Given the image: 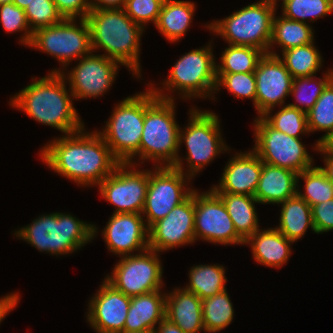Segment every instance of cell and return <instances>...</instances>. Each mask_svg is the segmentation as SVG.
I'll return each mask as SVG.
<instances>
[{
	"mask_svg": "<svg viewBox=\"0 0 333 333\" xmlns=\"http://www.w3.org/2000/svg\"><path fill=\"white\" fill-rule=\"evenodd\" d=\"M277 9L267 0L250 3L224 19L213 20L206 27L228 45L250 46L268 53L272 22Z\"/></svg>",
	"mask_w": 333,
	"mask_h": 333,
	"instance_id": "cell-7",
	"label": "cell"
},
{
	"mask_svg": "<svg viewBox=\"0 0 333 333\" xmlns=\"http://www.w3.org/2000/svg\"><path fill=\"white\" fill-rule=\"evenodd\" d=\"M194 189L195 241L200 239L219 245H244L236 232L222 199L210 188L205 192Z\"/></svg>",
	"mask_w": 333,
	"mask_h": 333,
	"instance_id": "cell-14",
	"label": "cell"
},
{
	"mask_svg": "<svg viewBox=\"0 0 333 333\" xmlns=\"http://www.w3.org/2000/svg\"><path fill=\"white\" fill-rule=\"evenodd\" d=\"M215 193L222 199L236 232L244 240L259 230L261 226H259L260 223L254 205L259 204V202L254 196L227 192Z\"/></svg>",
	"mask_w": 333,
	"mask_h": 333,
	"instance_id": "cell-29",
	"label": "cell"
},
{
	"mask_svg": "<svg viewBox=\"0 0 333 333\" xmlns=\"http://www.w3.org/2000/svg\"><path fill=\"white\" fill-rule=\"evenodd\" d=\"M175 103L174 100L157 97L148 85L144 125L137 160L142 161L137 163L145 164L152 160L154 167H185L184 159L179 154L180 126L176 122Z\"/></svg>",
	"mask_w": 333,
	"mask_h": 333,
	"instance_id": "cell-4",
	"label": "cell"
},
{
	"mask_svg": "<svg viewBox=\"0 0 333 333\" xmlns=\"http://www.w3.org/2000/svg\"><path fill=\"white\" fill-rule=\"evenodd\" d=\"M275 15L272 22V35L268 50L269 54L275 56L279 55V53L273 50L275 45L277 48L280 47V51L283 52L315 41V31L309 22L303 23L287 19L283 15H280L279 17L276 13Z\"/></svg>",
	"mask_w": 333,
	"mask_h": 333,
	"instance_id": "cell-28",
	"label": "cell"
},
{
	"mask_svg": "<svg viewBox=\"0 0 333 333\" xmlns=\"http://www.w3.org/2000/svg\"><path fill=\"white\" fill-rule=\"evenodd\" d=\"M272 6H274L276 9L278 8L277 7V2H279L278 0H267ZM282 1V5L285 3V2H287L288 0H281Z\"/></svg>",
	"mask_w": 333,
	"mask_h": 333,
	"instance_id": "cell-51",
	"label": "cell"
},
{
	"mask_svg": "<svg viewBox=\"0 0 333 333\" xmlns=\"http://www.w3.org/2000/svg\"><path fill=\"white\" fill-rule=\"evenodd\" d=\"M101 232L108 251L118 257L141 253L149 248L148 227L142 214L113 213Z\"/></svg>",
	"mask_w": 333,
	"mask_h": 333,
	"instance_id": "cell-20",
	"label": "cell"
},
{
	"mask_svg": "<svg viewBox=\"0 0 333 333\" xmlns=\"http://www.w3.org/2000/svg\"><path fill=\"white\" fill-rule=\"evenodd\" d=\"M125 0H90L91 9L123 8Z\"/></svg>",
	"mask_w": 333,
	"mask_h": 333,
	"instance_id": "cell-46",
	"label": "cell"
},
{
	"mask_svg": "<svg viewBox=\"0 0 333 333\" xmlns=\"http://www.w3.org/2000/svg\"><path fill=\"white\" fill-rule=\"evenodd\" d=\"M225 271V266L217 263L194 265L188 272L189 283L183 288L194 293L201 300L212 297L227 289Z\"/></svg>",
	"mask_w": 333,
	"mask_h": 333,
	"instance_id": "cell-30",
	"label": "cell"
},
{
	"mask_svg": "<svg viewBox=\"0 0 333 333\" xmlns=\"http://www.w3.org/2000/svg\"><path fill=\"white\" fill-rule=\"evenodd\" d=\"M148 183L149 170H139L137 165L120 163L98 188L102 198L114 205L113 213L142 214Z\"/></svg>",
	"mask_w": 333,
	"mask_h": 333,
	"instance_id": "cell-15",
	"label": "cell"
},
{
	"mask_svg": "<svg viewBox=\"0 0 333 333\" xmlns=\"http://www.w3.org/2000/svg\"><path fill=\"white\" fill-rule=\"evenodd\" d=\"M76 63L69 72H61L76 100L104 96L111 89L121 66L117 61L93 52Z\"/></svg>",
	"mask_w": 333,
	"mask_h": 333,
	"instance_id": "cell-16",
	"label": "cell"
},
{
	"mask_svg": "<svg viewBox=\"0 0 333 333\" xmlns=\"http://www.w3.org/2000/svg\"><path fill=\"white\" fill-rule=\"evenodd\" d=\"M30 30H36L61 23L64 18L53 0H32L24 9Z\"/></svg>",
	"mask_w": 333,
	"mask_h": 333,
	"instance_id": "cell-40",
	"label": "cell"
},
{
	"mask_svg": "<svg viewBox=\"0 0 333 333\" xmlns=\"http://www.w3.org/2000/svg\"><path fill=\"white\" fill-rule=\"evenodd\" d=\"M32 0H12V2L21 9H25Z\"/></svg>",
	"mask_w": 333,
	"mask_h": 333,
	"instance_id": "cell-50",
	"label": "cell"
},
{
	"mask_svg": "<svg viewBox=\"0 0 333 333\" xmlns=\"http://www.w3.org/2000/svg\"><path fill=\"white\" fill-rule=\"evenodd\" d=\"M256 78L255 110L258 117L285 104L290 96L293 77L279 56L265 53L254 71ZM280 105V106H279Z\"/></svg>",
	"mask_w": 333,
	"mask_h": 333,
	"instance_id": "cell-18",
	"label": "cell"
},
{
	"mask_svg": "<svg viewBox=\"0 0 333 333\" xmlns=\"http://www.w3.org/2000/svg\"><path fill=\"white\" fill-rule=\"evenodd\" d=\"M90 298L86 320L96 333H124L131 297L115 289L105 279Z\"/></svg>",
	"mask_w": 333,
	"mask_h": 333,
	"instance_id": "cell-19",
	"label": "cell"
},
{
	"mask_svg": "<svg viewBox=\"0 0 333 333\" xmlns=\"http://www.w3.org/2000/svg\"><path fill=\"white\" fill-rule=\"evenodd\" d=\"M145 111L146 90L129 95L117 103L104 128L98 131L120 163H129L140 168L134 161L139 158Z\"/></svg>",
	"mask_w": 333,
	"mask_h": 333,
	"instance_id": "cell-8",
	"label": "cell"
},
{
	"mask_svg": "<svg viewBox=\"0 0 333 333\" xmlns=\"http://www.w3.org/2000/svg\"><path fill=\"white\" fill-rule=\"evenodd\" d=\"M64 19H86L91 11L90 0H53Z\"/></svg>",
	"mask_w": 333,
	"mask_h": 333,
	"instance_id": "cell-44",
	"label": "cell"
},
{
	"mask_svg": "<svg viewBox=\"0 0 333 333\" xmlns=\"http://www.w3.org/2000/svg\"><path fill=\"white\" fill-rule=\"evenodd\" d=\"M191 180L193 179L190 176L173 166L154 167L149 170V183L142 212L148 228L166 217L193 192L194 188H190Z\"/></svg>",
	"mask_w": 333,
	"mask_h": 333,
	"instance_id": "cell-13",
	"label": "cell"
},
{
	"mask_svg": "<svg viewBox=\"0 0 333 333\" xmlns=\"http://www.w3.org/2000/svg\"><path fill=\"white\" fill-rule=\"evenodd\" d=\"M320 152V155L323 156L324 167H321V170L326 174L327 178L333 183V158L326 157L319 149L317 153Z\"/></svg>",
	"mask_w": 333,
	"mask_h": 333,
	"instance_id": "cell-49",
	"label": "cell"
},
{
	"mask_svg": "<svg viewBox=\"0 0 333 333\" xmlns=\"http://www.w3.org/2000/svg\"><path fill=\"white\" fill-rule=\"evenodd\" d=\"M306 115L309 133L325 132L312 147L317 151L318 143L333 132V79L326 85L317 102Z\"/></svg>",
	"mask_w": 333,
	"mask_h": 333,
	"instance_id": "cell-36",
	"label": "cell"
},
{
	"mask_svg": "<svg viewBox=\"0 0 333 333\" xmlns=\"http://www.w3.org/2000/svg\"><path fill=\"white\" fill-rule=\"evenodd\" d=\"M136 333H157V331H156V329H148V330L136 332Z\"/></svg>",
	"mask_w": 333,
	"mask_h": 333,
	"instance_id": "cell-52",
	"label": "cell"
},
{
	"mask_svg": "<svg viewBox=\"0 0 333 333\" xmlns=\"http://www.w3.org/2000/svg\"><path fill=\"white\" fill-rule=\"evenodd\" d=\"M316 234L333 231V199L311 207Z\"/></svg>",
	"mask_w": 333,
	"mask_h": 333,
	"instance_id": "cell-43",
	"label": "cell"
},
{
	"mask_svg": "<svg viewBox=\"0 0 333 333\" xmlns=\"http://www.w3.org/2000/svg\"><path fill=\"white\" fill-rule=\"evenodd\" d=\"M194 190L180 204L175 206L166 217L159 219L149 228V249L158 253L192 245L195 241L194 231Z\"/></svg>",
	"mask_w": 333,
	"mask_h": 333,
	"instance_id": "cell-17",
	"label": "cell"
},
{
	"mask_svg": "<svg viewBox=\"0 0 333 333\" xmlns=\"http://www.w3.org/2000/svg\"><path fill=\"white\" fill-rule=\"evenodd\" d=\"M278 56L293 78L317 75L324 62L315 41L285 50L281 53L282 57Z\"/></svg>",
	"mask_w": 333,
	"mask_h": 333,
	"instance_id": "cell-31",
	"label": "cell"
},
{
	"mask_svg": "<svg viewBox=\"0 0 333 333\" xmlns=\"http://www.w3.org/2000/svg\"><path fill=\"white\" fill-rule=\"evenodd\" d=\"M272 112V110H268L262 117L276 130L296 138H301L304 134L310 135L305 112L288 104L278 108V111Z\"/></svg>",
	"mask_w": 333,
	"mask_h": 333,
	"instance_id": "cell-37",
	"label": "cell"
},
{
	"mask_svg": "<svg viewBox=\"0 0 333 333\" xmlns=\"http://www.w3.org/2000/svg\"><path fill=\"white\" fill-rule=\"evenodd\" d=\"M227 289L202 300L205 333H217L228 327L234 317V307Z\"/></svg>",
	"mask_w": 333,
	"mask_h": 333,
	"instance_id": "cell-32",
	"label": "cell"
},
{
	"mask_svg": "<svg viewBox=\"0 0 333 333\" xmlns=\"http://www.w3.org/2000/svg\"><path fill=\"white\" fill-rule=\"evenodd\" d=\"M20 302V295L18 292L8 293L0 298V324L6 316L13 311Z\"/></svg>",
	"mask_w": 333,
	"mask_h": 333,
	"instance_id": "cell-45",
	"label": "cell"
},
{
	"mask_svg": "<svg viewBox=\"0 0 333 333\" xmlns=\"http://www.w3.org/2000/svg\"><path fill=\"white\" fill-rule=\"evenodd\" d=\"M97 131H85L84 127L55 137L44 144L39 157L52 171L77 185L96 187L120 164Z\"/></svg>",
	"mask_w": 333,
	"mask_h": 333,
	"instance_id": "cell-1",
	"label": "cell"
},
{
	"mask_svg": "<svg viewBox=\"0 0 333 333\" xmlns=\"http://www.w3.org/2000/svg\"><path fill=\"white\" fill-rule=\"evenodd\" d=\"M191 108L188 111L190 117L187 126L183 129L180 127L179 130V148L185 144L187 153L184 159L188 169H176L193 179L207 164H211L215 157L231 151V148L227 147L222 137L219 116L196 106Z\"/></svg>",
	"mask_w": 333,
	"mask_h": 333,
	"instance_id": "cell-9",
	"label": "cell"
},
{
	"mask_svg": "<svg viewBox=\"0 0 333 333\" xmlns=\"http://www.w3.org/2000/svg\"><path fill=\"white\" fill-rule=\"evenodd\" d=\"M0 23L8 34L24 31V34L19 38V43L27 47L30 45L33 32L30 30L23 9L16 6L13 2L0 4Z\"/></svg>",
	"mask_w": 333,
	"mask_h": 333,
	"instance_id": "cell-41",
	"label": "cell"
},
{
	"mask_svg": "<svg viewBox=\"0 0 333 333\" xmlns=\"http://www.w3.org/2000/svg\"><path fill=\"white\" fill-rule=\"evenodd\" d=\"M262 163L252 149L235 152L225 164L218 185H213L211 189L214 192L254 196L262 171Z\"/></svg>",
	"mask_w": 333,
	"mask_h": 333,
	"instance_id": "cell-21",
	"label": "cell"
},
{
	"mask_svg": "<svg viewBox=\"0 0 333 333\" xmlns=\"http://www.w3.org/2000/svg\"><path fill=\"white\" fill-rule=\"evenodd\" d=\"M97 231L96 225L81 221L71 213L53 212L34 218L31 224L15 230L14 235L39 252L65 256L94 240Z\"/></svg>",
	"mask_w": 333,
	"mask_h": 333,
	"instance_id": "cell-5",
	"label": "cell"
},
{
	"mask_svg": "<svg viewBox=\"0 0 333 333\" xmlns=\"http://www.w3.org/2000/svg\"><path fill=\"white\" fill-rule=\"evenodd\" d=\"M12 0H0V4L11 3Z\"/></svg>",
	"mask_w": 333,
	"mask_h": 333,
	"instance_id": "cell-53",
	"label": "cell"
},
{
	"mask_svg": "<svg viewBox=\"0 0 333 333\" xmlns=\"http://www.w3.org/2000/svg\"><path fill=\"white\" fill-rule=\"evenodd\" d=\"M279 225L275 228L281 232L287 239L297 242L303 238L307 229L310 228L316 233L311 206L298 195L283 201L281 204Z\"/></svg>",
	"mask_w": 333,
	"mask_h": 333,
	"instance_id": "cell-27",
	"label": "cell"
},
{
	"mask_svg": "<svg viewBox=\"0 0 333 333\" xmlns=\"http://www.w3.org/2000/svg\"><path fill=\"white\" fill-rule=\"evenodd\" d=\"M207 44L205 47L192 49L183 54L170 69L167 79L161 81L163 83H160L163 85L161 88L149 82L147 85L154 94L167 100H176L172 93L177 91V94L181 95L180 98L184 100H192L194 97L195 99H216V57L213 54L214 48L211 42Z\"/></svg>",
	"mask_w": 333,
	"mask_h": 333,
	"instance_id": "cell-6",
	"label": "cell"
},
{
	"mask_svg": "<svg viewBox=\"0 0 333 333\" xmlns=\"http://www.w3.org/2000/svg\"><path fill=\"white\" fill-rule=\"evenodd\" d=\"M255 143L252 150L263 163L286 168L299 174L314 166L313 157L301 138L291 137L273 128L262 116L254 120Z\"/></svg>",
	"mask_w": 333,
	"mask_h": 333,
	"instance_id": "cell-11",
	"label": "cell"
},
{
	"mask_svg": "<svg viewBox=\"0 0 333 333\" xmlns=\"http://www.w3.org/2000/svg\"><path fill=\"white\" fill-rule=\"evenodd\" d=\"M119 258L111 275L104 278L115 289L130 297L164 289V267L157 251L148 248Z\"/></svg>",
	"mask_w": 333,
	"mask_h": 333,
	"instance_id": "cell-12",
	"label": "cell"
},
{
	"mask_svg": "<svg viewBox=\"0 0 333 333\" xmlns=\"http://www.w3.org/2000/svg\"><path fill=\"white\" fill-rule=\"evenodd\" d=\"M165 0H125V13L144 29L147 23L156 24Z\"/></svg>",
	"mask_w": 333,
	"mask_h": 333,
	"instance_id": "cell-42",
	"label": "cell"
},
{
	"mask_svg": "<svg viewBox=\"0 0 333 333\" xmlns=\"http://www.w3.org/2000/svg\"><path fill=\"white\" fill-rule=\"evenodd\" d=\"M264 53L254 47L228 45L216 62V73H248L256 70L258 61Z\"/></svg>",
	"mask_w": 333,
	"mask_h": 333,
	"instance_id": "cell-33",
	"label": "cell"
},
{
	"mask_svg": "<svg viewBox=\"0 0 333 333\" xmlns=\"http://www.w3.org/2000/svg\"><path fill=\"white\" fill-rule=\"evenodd\" d=\"M195 10L194 2L165 0L155 27L169 42L180 41L191 26Z\"/></svg>",
	"mask_w": 333,
	"mask_h": 333,
	"instance_id": "cell-26",
	"label": "cell"
},
{
	"mask_svg": "<svg viewBox=\"0 0 333 333\" xmlns=\"http://www.w3.org/2000/svg\"><path fill=\"white\" fill-rule=\"evenodd\" d=\"M318 149L329 158H333V132L318 143Z\"/></svg>",
	"mask_w": 333,
	"mask_h": 333,
	"instance_id": "cell-47",
	"label": "cell"
},
{
	"mask_svg": "<svg viewBox=\"0 0 333 333\" xmlns=\"http://www.w3.org/2000/svg\"><path fill=\"white\" fill-rule=\"evenodd\" d=\"M294 242L287 239L275 227L259 229L249 236L244 245L251 246L255 262L265 267L282 268L292 254Z\"/></svg>",
	"mask_w": 333,
	"mask_h": 333,
	"instance_id": "cell-22",
	"label": "cell"
},
{
	"mask_svg": "<svg viewBox=\"0 0 333 333\" xmlns=\"http://www.w3.org/2000/svg\"><path fill=\"white\" fill-rule=\"evenodd\" d=\"M298 174L292 170L262 163L254 197L259 204H281L297 195Z\"/></svg>",
	"mask_w": 333,
	"mask_h": 333,
	"instance_id": "cell-24",
	"label": "cell"
},
{
	"mask_svg": "<svg viewBox=\"0 0 333 333\" xmlns=\"http://www.w3.org/2000/svg\"><path fill=\"white\" fill-rule=\"evenodd\" d=\"M87 21L91 32L92 52L102 49L105 57L128 68L136 78H141V36L145 32L123 8L91 9Z\"/></svg>",
	"mask_w": 333,
	"mask_h": 333,
	"instance_id": "cell-3",
	"label": "cell"
},
{
	"mask_svg": "<svg viewBox=\"0 0 333 333\" xmlns=\"http://www.w3.org/2000/svg\"><path fill=\"white\" fill-rule=\"evenodd\" d=\"M165 318L185 333L204 331L202 300L183 287L166 293Z\"/></svg>",
	"mask_w": 333,
	"mask_h": 333,
	"instance_id": "cell-23",
	"label": "cell"
},
{
	"mask_svg": "<svg viewBox=\"0 0 333 333\" xmlns=\"http://www.w3.org/2000/svg\"><path fill=\"white\" fill-rule=\"evenodd\" d=\"M285 18L307 23L333 13V0H288L281 5Z\"/></svg>",
	"mask_w": 333,
	"mask_h": 333,
	"instance_id": "cell-38",
	"label": "cell"
},
{
	"mask_svg": "<svg viewBox=\"0 0 333 333\" xmlns=\"http://www.w3.org/2000/svg\"><path fill=\"white\" fill-rule=\"evenodd\" d=\"M29 47L52 56L61 64V69L54 68L50 72H62L73 59L77 61L92 53L89 23L87 19H64L56 25L40 28L33 33Z\"/></svg>",
	"mask_w": 333,
	"mask_h": 333,
	"instance_id": "cell-10",
	"label": "cell"
},
{
	"mask_svg": "<svg viewBox=\"0 0 333 333\" xmlns=\"http://www.w3.org/2000/svg\"><path fill=\"white\" fill-rule=\"evenodd\" d=\"M166 292L152 291L131 297L124 333L155 329L165 318Z\"/></svg>",
	"mask_w": 333,
	"mask_h": 333,
	"instance_id": "cell-25",
	"label": "cell"
},
{
	"mask_svg": "<svg viewBox=\"0 0 333 333\" xmlns=\"http://www.w3.org/2000/svg\"><path fill=\"white\" fill-rule=\"evenodd\" d=\"M155 329L157 333H185L176 324L166 318Z\"/></svg>",
	"mask_w": 333,
	"mask_h": 333,
	"instance_id": "cell-48",
	"label": "cell"
},
{
	"mask_svg": "<svg viewBox=\"0 0 333 333\" xmlns=\"http://www.w3.org/2000/svg\"><path fill=\"white\" fill-rule=\"evenodd\" d=\"M66 84L61 72H48L40 79L32 77L31 84L9 99V105L64 135L78 132L85 125L74 107L73 94Z\"/></svg>",
	"mask_w": 333,
	"mask_h": 333,
	"instance_id": "cell-2",
	"label": "cell"
},
{
	"mask_svg": "<svg viewBox=\"0 0 333 333\" xmlns=\"http://www.w3.org/2000/svg\"><path fill=\"white\" fill-rule=\"evenodd\" d=\"M315 78L316 75L294 78L290 95L296 102L287 104L307 113L315 105L326 85L333 79V69L325 71L322 78Z\"/></svg>",
	"mask_w": 333,
	"mask_h": 333,
	"instance_id": "cell-34",
	"label": "cell"
},
{
	"mask_svg": "<svg viewBox=\"0 0 333 333\" xmlns=\"http://www.w3.org/2000/svg\"><path fill=\"white\" fill-rule=\"evenodd\" d=\"M217 84L215 93L220 91L221 87L226 88L228 92L236 98L252 99L255 108L256 99V78L254 72L248 73H216Z\"/></svg>",
	"mask_w": 333,
	"mask_h": 333,
	"instance_id": "cell-39",
	"label": "cell"
},
{
	"mask_svg": "<svg viewBox=\"0 0 333 333\" xmlns=\"http://www.w3.org/2000/svg\"><path fill=\"white\" fill-rule=\"evenodd\" d=\"M304 181V191H300L299 181ZM297 195L304 199L311 207L324 201L333 199V183L319 166H313L298 174Z\"/></svg>",
	"mask_w": 333,
	"mask_h": 333,
	"instance_id": "cell-35",
	"label": "cell"
}]
</instances>
